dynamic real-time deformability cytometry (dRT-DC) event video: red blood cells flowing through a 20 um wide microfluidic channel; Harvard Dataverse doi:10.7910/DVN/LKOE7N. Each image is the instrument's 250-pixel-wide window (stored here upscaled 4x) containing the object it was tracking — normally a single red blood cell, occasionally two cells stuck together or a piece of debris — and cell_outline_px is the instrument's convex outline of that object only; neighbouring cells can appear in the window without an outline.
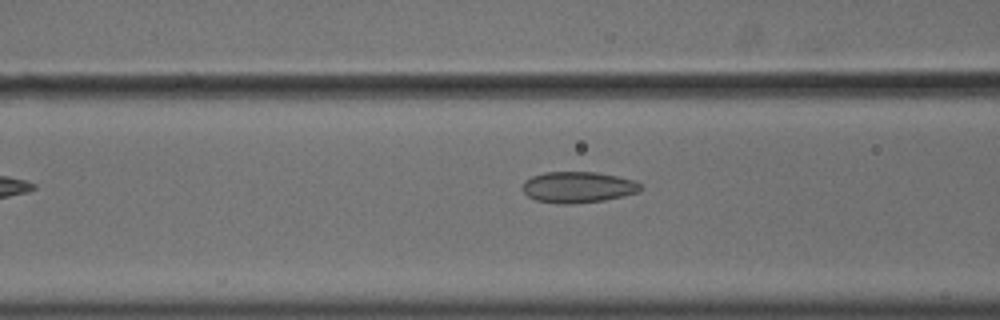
{"species": "common noctule bat (a hibernating species)", "species_latin": "Nyctalus noctula", "temperature_condition": "cold", "stored_images_in_passage": 33, "camera_frame_rate_fps": 3000, "um_per_image_px": 0.085, "animal": {"sex": "male", "body_mass_g": 18.8}, "frame": {"image": 1, "passage_image": 6, "time_ms": 1.667, "image_size_px": [1000, 320], "cell_outline_px": [[644, 188], [640, 192], [624, 196], [604, 200], [572, 204], [560, 204], [536, 200], [528, 196], [524, 192], [524, 180], [532, 176], [544, 172], [596, 172], [636, 180]], "centroid_in_image_um": [49.17, 15.91], "position_along_channel_um": 117.4, "area_um2": 21.5}}
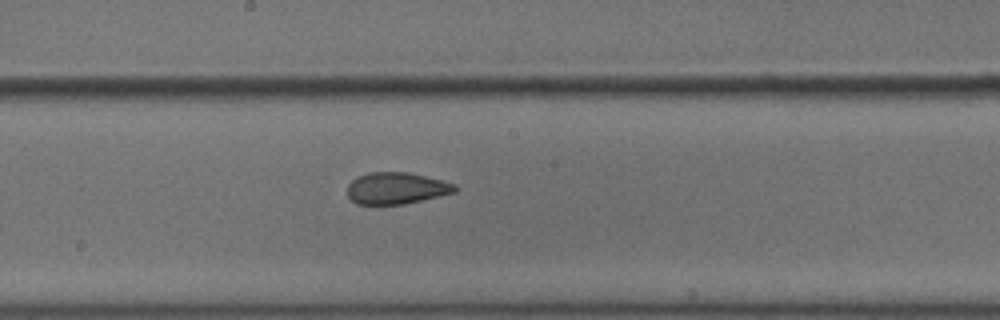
{"frame": {"image": 2, "passage_image": 14, "time_ms": 4.333, "image_size_px": [1000, 320], "cell_outline_px": [[456, 192], [440, 196], [404, 204], [356, 204], [348, 196], [348, 184], [352, 180], [368, 172], [408, 172], [456, 184]], "centroid_in_image_um": [33.69, 16.0], "position_along_channel_um": 214.5, "area_um2": 19.71}}
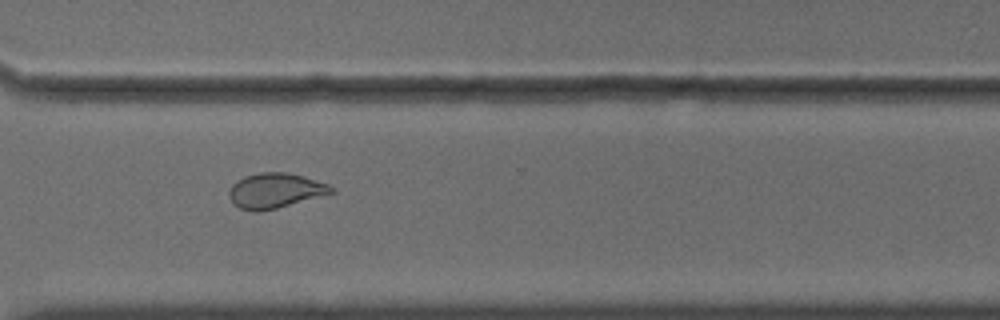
{"frame": {"image": 3, "passage_image": 25, "time_ms": 8.0, "image_size_px": [1000, 320], "cell_outline_px": [[336, 192], [276, 208], [256, 212], [252, 212], [240, 208], [228, 196], [228, 192], [232, 184], [236, 180], [244, 176], [260, 172], [284, 172], [304, 176], [328, 184], [336, 188]], "centroid_in_image_um": [23.39, 16.19], "position_along_channel_um": 347.2, "area_um2": 20.87}}